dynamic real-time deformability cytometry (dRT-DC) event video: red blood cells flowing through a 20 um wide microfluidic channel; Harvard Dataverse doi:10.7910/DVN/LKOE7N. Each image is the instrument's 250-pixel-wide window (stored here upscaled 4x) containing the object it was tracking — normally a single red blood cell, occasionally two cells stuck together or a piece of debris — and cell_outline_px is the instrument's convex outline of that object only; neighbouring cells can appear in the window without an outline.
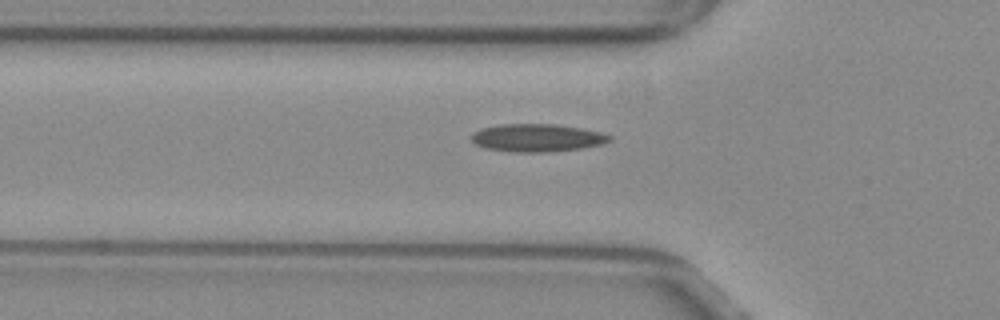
{"species": "common noctule bat (a hibernating species)", "species_latin": "Nyctalus noctula", "temperature_condition": "warm", "stored_images_in_passage": 34, "camera_frame_rate_fps": 3000, "um_per_image_px": 0.085, "animal": {"sex": "female", "body_mass_g": 29.2, "forearm_length_mm": 56.3}, "frame": {"image": 1, "passage_image": 3, "time_ms": 0.667, "image_size_px": [1000, 320], "cell_outline_px": [[612, 140], [600, 144], [580, 148], [552, 152], [516, 152], [488, 148], [476, 144], [472, 140], [472, 136], [480, 128], [500, 124], [556, 124], [580, 128], [600, 132], [612, 136]], "centroid_in_image_um": [45.68, 11.71], "position_along_channel_um": 80.1, "area_um2": 22.14}}
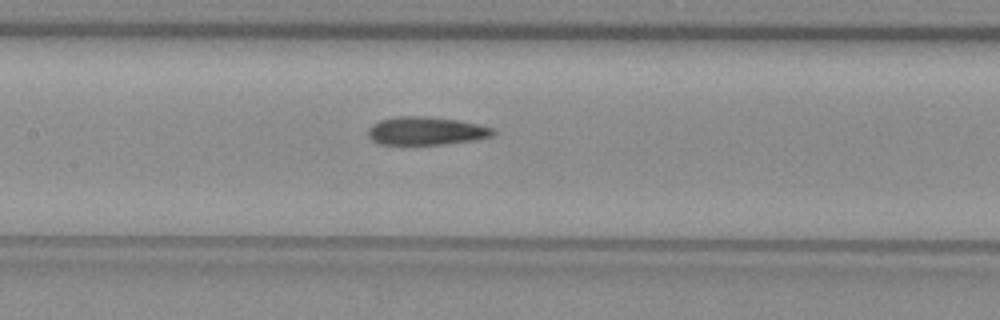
{"frame": {"image": 2, "passage_image": 10, "time_ms": 3.0, "image_size_px": [1000, 320], "cell_outline_px": [[496, 132], [492, 136], [472, 140], [444, 144], [380, 144], [372, 140], [368, 136], [368, 128], [372, 124], [380, 120], [396, 116], [432, 116], [456, 120], [476, 124], [492, 128]], "centroid_in_image_um": [36.18, 11.12], "position_along_channel_um": 171.2, "area_um2": 20.4}}
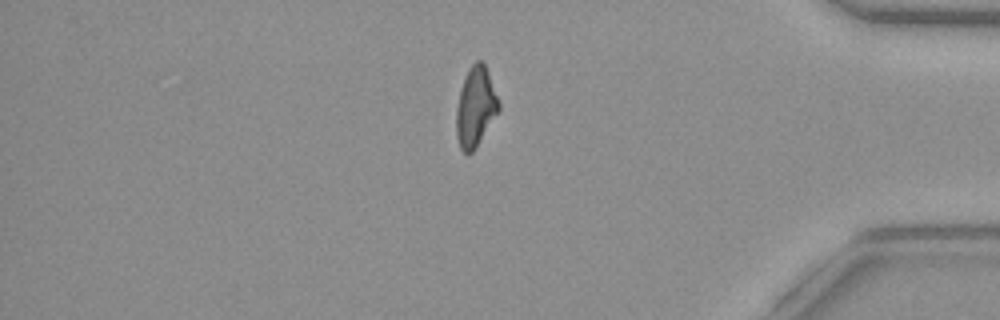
{"frame": {"image": 3, "passage_image": 30, "time_ms": 9.667, "image_size_px": [1000, 320], "cell_outline_px": [[500, 108], [472, 152], [464, 152], [460, 148], [456, 136], [456, 112], [460, 92], [464, 80], [472, 64], [476, 60], [484, 60], [500, 104]], "centroid_in_image_um": [40.42, 9.06], "position_along_channel_um": 394.8, "area_um2": 19.19}, "authors_computed_cell_mechanics": {"area_um2": 20.4034, "velocity_mm_per_s": 3.8642, "shape_relaxation_time_tau1_ms": null, "shape_relaxation_time_tau2_ms": 2.5529, "deformation_change_tau1": null, "deformation_change_tau2": 0.1047}}